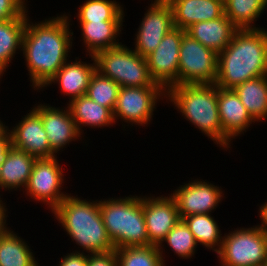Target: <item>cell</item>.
<instances>
[{
    "label": "cell",
    "mask_w": 267,
    "mask_h": 266,
    "mask_svg": "<svg viewBox=\"0 0 267 266\" xmlns=\"http://www.w3.org/2000/svg\"><path fill=\"white\" fill-rule=\"evenodd\" d=\"M115 0H87L78 9L79 22L124 21L123 5Z\"/></svg>",
    "instance_id": "f1b7e54d"
},
{
    "label": "cell",
    "mask_w": 267,
    "mask_h": 266,
    "mask_svg": "<svg viewBox=\"0 0 267 266\" xmlns=\"http://www.w3.org/2000/svg\"><path fill=\"white\" fill-rule=\"evenodd\" d=\"M87 266H118L115 250L107 253L88 254Z\"/></svg>",
    "instance_id": "836d02e7"
},
{
    "label": "cell",
    "mask_w": 267,
    "mask_h": 266,
    "mask_svg": "<svg viewBox=\"0 0 267 266\" xmlns=\"http://www.w3.org/2000/svg\"><path fill=\"white\" fill-rule=\"evenodd\" d=\"M68 108L81 135L83 126L103 128L116 123L110 108L99 105L87 95L69 101Z\"/></svg>",
    "instance_id": "603a6c76"
},
{
    "label": "cell",
    "mask_w": 267,
    "mask_h": 266,
    "mask_svg": "<svg viewBox=\"0 0 267 266\" xmlns=\"http://www.w3.org/2000/svg\"><path fill=\"white\" fill-rule=\"evenodd\" d=\"M26 18L0 21V70L6 72L16 51H22Z\"/></svg>",
    "instance_id": "d4e9b609"
},
{
    "label": "cell",
    "mask_w": 267,
    "mask_h": 266,
    "mask_svg": "<svg viewBox=\"0 0 267 266\" xmlns=\"http://www.w3.org/2000/svg\"><path fill=\"white\" fill-rule=\"evenodd\" d=\"M4 205L5 203H3V201L0 202V238L10 230L6 224L8 215H6L7 209Z\"/></svg>",
    "instance_id": "d590c367"
},
{
    "label": "cell",
    "mask_w": 267,
    "mask_h": 266,
    "mask_svg": "<svg viewBox=\"0 0 267 266\" xmlns=\"http://www.w3.org/2000/svg\"><path fill=\"white\" fill-rule=\"evenodd\" d=\"M118 266H165L157 245L115 249Z\"/></svg>",
    "instance_id": "4dcf8cb0"
},
{
    "label": "cell",
    "mask_w": 267,
    "mask_h": 266,
    "mask_svg": "<svg viewBox=\"0 0 267 266\" xmlns=\"http://www.w3.org/2000/svg\"><path fill=\"white\" fill-rule=\"evenodd\" d=\"M266 8V0H224V14L238 30L257 29L254 22Z\"/></svg>",
    "instance_id": "4316f807"
},
{
    "label": "cell",
    "mask_w": 267,
    "mask_h": 266,
    "mask_svg": "<svg viewBox=\"0 0 267 266\" xmlns=\"http://www.w3.org/2000/svg\"><path fill=\"white\" fill-rule=\"evenodd\" d=\"M9 230L0 238V266H40L27 242Z\"/></svg>",
    "instance_id": "484cf974"
},
{
    "label": "cell",
    "mask_w": 267,
    "mask_h": 266,
    "mask_svg": "<svg viewBox=\"0 0 267 266\" xmlns=\"http://www.w3.org/2000/svg\"><path fill=\"white\" fill-rule=\"evenodd\" d=\"M36 159L33 155L11 146L2 160L0 189L16 191L23 188L24 193Z\"/></svg>",
    "instance_id": "ffe728a7"
},
{
    "label": "cell",
    "mask_w": 267,
    "mask_h": 266,
    "mask_svg": "<svg viewBox=\"0 0 267 266\" xmlns=\"http://www.w3.org/2000/svg\"><path fill=\"white\" fill-rule=\"evenodd\" d=\"M1 169H2V160H0V173H1Z\"/></svg>",
    "instance_id": "60d3db41"
},
{
    "label": "cell",
    "mask_w": 267,
    "mask_h": 266,
    "mask_svg": "<svg viewBox=\"0 0 267 266\" xmlns=\"http://www.w3.org/2000/svg\"><path fill=\"white\" fill-rule=\"evenodd\" d=\"M171 6L174 27L186 30L192 24L215 20L224 14L223 0H166Z\"/></svg>",
    "instance_id": "e0dca14e"
},
{
    "label": "cell",
    "mask_w": 267,
    "mask_h": 266,
    "mask_svg": "<svg viewBox=\"0 0 267 266\" xmlns=\"http://www.w3.org/2000/svg\"><path fill=\"white\" fill-rule=\"evenodd\" d=\"M217 254L221 266H267V230L260 224L224 234Z\"/></svg>",
    "instance_id": "52a82bcc"
},
{
    "label": "cell",
    "mask_w": 267,
    "mask_h": 266,
    "mask_svg": "<svg viewBox=\"0 0 267 266\" xmlns=\"http://www.w3.org/2000/svg\"><path fill=\"white\" fill-rule=\"evenodd\" d=\"M189 230L194 235V238L200 245L205 246L208 250L212 249L218 252L221 248L223 236L217 222L211 214H195L183 217Z\"/></svg>",
    "instance_id": "83f0119b"
},
{
    "label": "cell",
    "mask_w": 267,
    "mask_h": 266,
    "mask_svg": "<svg viewBox=\"0 0 267 266\" xmlns=\"http://www.w3.org/2000/svg\"><path fill=\"white\" fill-rule=\"evenodd\" d=\"M90 57L93 64L82 62L79 58L78 61L75 58V62L68 60L43 88L58 83L60 90L70 97V101L86 95L91 77L96 71L95 58L92 55H89Z\"/></svg>",
    "instance_id": "d6986e66"
},
{
    "label": "cell",
    "mask_w": 267,
    "mask_h": 266,
    "mask_svg": "<svg viewBox=\"0 0 267 266\" xmlns=\"http://www.w3.org/2000/svg\"><path fill=\"white\" fill-rule=\"evenodd\" d=\"M33 109L41 116L47 140L55 153L81 137L68 106L63 110L49 104H38Z\"/></svg>",
    "instance_id": "9a60e30c"
},
{
    "label": "cell",
    "mask_w": 267,
    "mask_h": 266,
    "mask_svg": "<svg viewBox=\"0 0 267 266\" xmlns=\"http://www.w3.org/2000/svg\"><path fill=\"white\" fill-rule=\"evenodd\" d=\"M63 181V170L57 156L37 158L24 189L31 199L43 202L53 211L68 195L60 191L64 185Z\"/></svg>",
    "instance_id": "30bf717a"
},
{
    "label": "cell",
    "mask_w": 267,
    "mask_h": 266,
    "mask_svg": "<svg viewBox=\"0 0 267 266\" xmlns=\"http://www.w3.org/2000/svg\"><path fill=\"white\" fill-rule=\"evenodd\" d=\"M88 255L83 251L68 253L59 261L58 266H87Z\"/></svg>",
    "instance_id": "e575fe53"
},
{
    "label": "cell",
    "mask_w": 267,
    "mask_h": 266,
    "mask_svg": "<svg viewBox=\"0 0 267 266\" xmlns=\"http://www.w3.org/2000/svg\"><path fill=\"white\" fill-rule=\"evenodd\" d=\"M237 30L229 18L223 14L215 20L194 23L185 31L189 36L218 54L231 42Z\"/></svg>",
    "instance_id": "44dd1931"
},
{
    "label": "cell",
    "mask_w": 267,
    "mask_h": 266,
    "mask_svg": "<svg viewBox=\"0 0 267 266\" xmlns=\"http://www.w3.org/2000/svg\"><path fill=\"white\" fill-rule=\"evenodd\" d=\"M160 97H167L162 87H120L113 109L114 120L120 118L132 126H147Z\"/></svg>",
    "instance_id": "9c48e42d"
},
{
    "label": "cell",
    "mask_w": 267,
    "mask_h": 266,
    "mask_svg": "<svg viewBox=\"0 0 267 266\" xmlns=\"http://www.w3.org/2000/svg\"><path fill=\"white\" fill-rule=\"evenodd\" d=\"M217 63L218 54L214 50L184 32L179 50L178 85L213 84Z\"/></svg>",
    "instance_id": "ba28073f"
},
{
    "label": "cell",
    "mask_w": 267,
    "mask_h": 266,
    "mask_svg": "<svg viewBox=\"0 0 267 266\" xmlns=\"http://www.w3.org/2000/svg\"><path fill=\"white\" fill-rule=\"evenodd\" d=\"M22 118L12 130H9L12 146L36 158L56 156L47 140L41 116L32 109Z\"/></svg>",
    "instance_id": "2e32d148"
},
{
    "label": "cell",
    "mask_w": 267,
    "mask_h": 266,
    "mask_svg": "<svg viewBox=\"0 0 267 266\" xmlns=\"http://www.w3.org/2000/svg\"><path fill=\"white\" fill-rule=\"evenodd\" d=\"M217 102L221 126L232 140L255 123L233 89L217 87Z\"/></svg>",
    "instance_id": "ac0fdd59"
},
{
    "label": "cell",
    "mask_w": 267,
    "mask_h": 266,
    "mask_svg": "<svg viewBox=\"0 0 267 266\" xmlns=\"http://www.w3.org/2000/svg\"><path fill=\"white\" fill-rule=\"evenodd\" d=\"M28 16L27 13L22 52L31 86L38 91L68 61L74 32L70 30L72 24L69 23L71 20L67 14L57 15L53 19L50 17L35 24L30 22Z\"/></svg>",
    "instance_id": "6da1fadb"
},
{
    "label": "cell",
    "mask_w": 267,
    "mask_h": 266,
    "mask_svg": "<svg viewBox=\"0 0 267 266\" xmlns=\"http://www.w3.org/2000/svg\"><path fill=\"white\" fill-rule=\"evenodd\" d=\"M258 215L261 220V225L267 230V202L260 206Z\"/></svg>",
    "instance_id": "74e56055"
},
{
    "label": "cell",
    "mask_w": 267,
    "mask_h": 266,
    "mask_svg": "<svg viewBox=\"0 0 267 266\" xmlns=\"http://www.w3.org/2000/svg\"><path fill=\"white\" fill-rule=\"evenodd\" d=\"M99 209L115 249L153 245L147 235L143 196L101 199Z\"/></svg>",
    "instance_id": "5b68a950"
},
{
    "label": "cell",
    "mask_w": 267,
    "mask_h": 266,
    "mask_svg": "<svg viewBox=\"0 0 267 266\" xmlns=\"http://www.w3.org/2000/svg\"><path fill=\"white\" fill-rule=\"evenodd\" d=\"M12 146L11 143V134L8 131L1 139H0V160H3L8 152V149Z\"/></svg>",
    "instance_id": "8d00e7d4"
},
{
    "label": "cell",
    "mask_w": 267,
    "mask_h": 266,
    "mask_svg": "<svg viewBox=\"0 0 267 266\" xmlns=\"http://www.w3.org/2000/svg\"><path fill=\"white\" fill-rule=\"evenodd\" d=\"M119 89V84L95 71L91 77L86 95L99 105L113 111Z\"/></svg>",
    "instance_id": "1f68e13d"
},
{
    "label": "cell",
    "mask_w": 267,
    "mask_h": 266,
    "mask_svg": "<svg viewBox=\"0 0 267 266\" xmlns=\"http://www.w3.org/2000/svg\"><path fill=\"white\" fill-rule=\"evenodd\" d=\"M185 30L174 27L158 47L146 56L152 80L165 91L178 85L179 50Z\"/></svg>",
    "instance_id": "8fae6325"
},
{
    "label": "cell",
    "mask_w": 267,
    "mask_h": 266,
    "mask_svg": "<svg viewBox=\"0 0 267 266\" xmlns=\"http://www.w3.org/2000/svg\"><path fill=\"white\" fill-rule=\"evenodd\" d=\"M94 58L96 71L120 87H161L152 80L146 57L124 44L102 50Z\"/></svg>",
    "instance_id": "8992f818"
},
{
    "label": "cell",
    "mask_w": 267,
    "mask_h": 266,
    "mask_svg": "<svg viewBox=\"0 0 267 266\" xmlns=\"http://www.w3.org/2000/svg\"><path fill=\"white\" fill-rule=\"evenodd\" d=\"M164 241L167 242V245L170 246L172 251H174L175 254L182 259H188L190 257L192 258L196 251V246L199 245L197 244L194 235L182 219L178 221V223L169 231L167 236L158 245L159 252L165 264V259L163 256Z\"/></svg>",
    "instance_id": "f546056e"
},
{
    "label": "cell",
    "mask_w": 267,
    "mask_h": 266,
    "mask_svg": "<svg viewBox=\"0 0 267 266\" xmlns=\"http://www.w3.org/2000/svg\"><path fill=\"white\" fill-rule=\"evenodd\" d=\"M221 189L212 183L196 179L179 186L171 196L177 204L180 219L195 214H211L224 197Z\"/></svg>",
    "instance_id": "4fadbf2b"
},
{
    "label": "cell",
    "mask_w": 267,
    "mask_h": 266,
    "mask_svg": "<svg viewBox=\"0 0 267 266\" xmlns=\"http://www.w3.org/2000/svg\"><path fill=\"white\" fill-rule=\"evenodd\" d=\"M166 96L189 123L220 148H230L232 139L224 132L219 119L215 83L172 86L166 91Z\"/></svg>",
    "instance_id": "277c9868"
},
{
    "label": "cell",
    "mask_w": 267,
    "mask_h": 266,
    "mask_svg": "<svg viewBox=\"0 0 267 266\" xmlns=\"http://www.w3.org/2000/svg\"><path fill=\"white\" fill-rule=\"evenodd\" d=\"M26 8L25 0H0V21L27 18Z\"/></svg>",
    "instance_id": "d6a6232c"
},
{
    "label": "cell",
    "mask_w": 267,
    "mask_h": 266,
    "mask_svg": "<svg viewBox=\"0 0 267 266\" xmlns=\"http://www.w3.org/2000/svg\"><path fill=\"white\" fill-rule=\"evenodd\" d=\"M267 75V31L264 28L237 30L231 42L218 53L215 84L223 89Z\"/></svg>",
    "instance_id": "7a4b0ae2"
},
{
    "label": "cell",
    "mask_w": 267,
    "mask_h": 266,
    "mask_svg": "<svg viewBox=\"0 0 267 266\" xmlns=\"http://www.w3.org/2000/svg\"><path fill=\"white\" fill-rule=\"evenodd\" d=\"M81 35L86 48V55L120 46L117 38L121 33L123 21L80 22ZM118 41V42H117Z\"/></svg>",
    "instance_id": "7402d4cb"
},
{
    "label": "cell",
    "mask_w": 267,
    "mask_h": 266,
    "mask_svg": "<svg viewBox=\"0 0 267 266\" xmlns=\"http://www.w3.org/2000/svg\"><path fill=\"white\" fill-rule=\"evenodd\" d=\"M143 211L149 241L159 245L180 220L174 198L168 196H143Z\"/></svg>",
    "instance_id": "5bb4252c"
},
{
    "label": "cell",
    "mask_w": 267,
    "mask_h": 266,
    "mask_svg": "<svg viewBox=\"0 0 267 266\" xmlns=\"http://www.w3.org/2000/svg\"><path fill=\"white\" fill-rule=\"evenodd\" d=\"M3 74L4 72L0 70V79H1V76L3 77Z\"/></svg>",
    "instance_id": "ab89813d"
},
{
    "label": "cell",
    "mask_w": 267,
    "mask_h": 266,
    "mask_svg": "<svg viewBox=\"0 0 267 266\" xmlns=\"http://www.w3.org/2000/svg\"><path fill=\"white\" fill-rule=\"evenodd\" d=\"M233 90L254 121L267 119V75L247 80Z\"/></svg>",
    "instance_id": "cb8c5ba5"
},
{
    "label": "cell",
    "mask_w": 267,
    "mask_h": 266,
    "mask_svg": "<svg viewBox=\"0 0 267 266\" xmlns=\"http://www.w3.org/2000/svg\"><path fill=\"white\" fill-rule=\"evenodd\" d=\"M72 241L88 254L114 251L99 209V201L67 195L52 211Z\"/></svg>",
    "instance_id": "3957f363"
},
{
    "label": "cell",
    "mask_w": 267,
    "mask_h": 266,
    "mask_svg": "<svg viewBox=\"0 0 267 266\" xmlns=\"http://www.w3.org/2000/svg\"><path fill=\"white\" fill-rule=\"evenodd\" d=\"M9 131V127L5 126L0 119V139Z\"/></svg>",
    "instance_id": "f35d334b"
},
{
    "label": "cell",
    "mask_w": 267,
    "mask_h": 266,
    "mask_svg": "<svg viewBox=\"0 0 267 266\" xmlns=\"http://www.w3.org/2000/svg\"><path fill=\"white\" fill-rule=\"evenodd\" d=\"M140 22L135 34V48L133 50L146 57L158 47L163 37L174 28L171 6L166 0H154Z\"/></svg>",
    "instance_id": "7c38bea8"
}]
</instances>
